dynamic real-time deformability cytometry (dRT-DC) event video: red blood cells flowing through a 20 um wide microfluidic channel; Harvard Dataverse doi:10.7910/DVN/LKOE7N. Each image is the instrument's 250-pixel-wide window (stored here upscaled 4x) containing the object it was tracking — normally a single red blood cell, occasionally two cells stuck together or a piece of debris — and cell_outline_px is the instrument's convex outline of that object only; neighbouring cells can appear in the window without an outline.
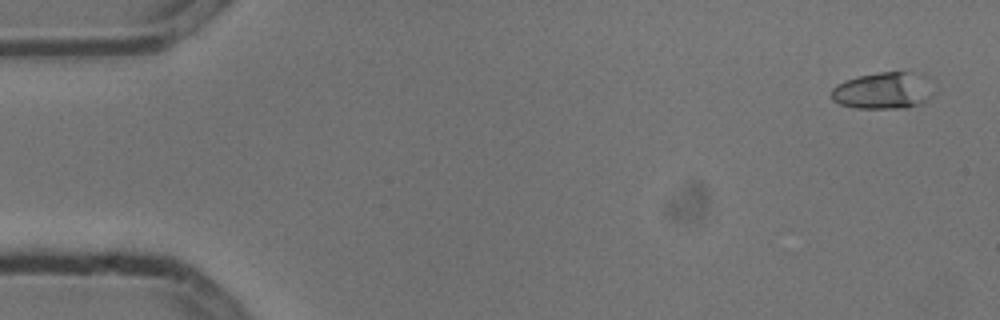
{"species": "common noctule bat (a hibernating species)", "species_latin": "Nyctalus noctula", "temperature_condition": "cold", "stored_images_in_passage": 5, "camera_frame_rate_fps": 3000, "um_per_image_px": 0.085, "animal": {"sex": "male", "body_mass_g": 13.3}, "frame": {"image": 1, "passage_image": 1, "time_ms": 0.0, "image_size_px": [1000, 320], "cell_outline_px": [[936, 92], [924, 104], [908, 108], [856, 108], [840, 104], [832, 100], [832, 88], [836, 84], [844, 80], [860, 76], [880, 72], [908, 72]], "centroid_in_image_um": [75.0, 7.75], "position_along_channel_um": 10.0, "area_um2": 21.39}}